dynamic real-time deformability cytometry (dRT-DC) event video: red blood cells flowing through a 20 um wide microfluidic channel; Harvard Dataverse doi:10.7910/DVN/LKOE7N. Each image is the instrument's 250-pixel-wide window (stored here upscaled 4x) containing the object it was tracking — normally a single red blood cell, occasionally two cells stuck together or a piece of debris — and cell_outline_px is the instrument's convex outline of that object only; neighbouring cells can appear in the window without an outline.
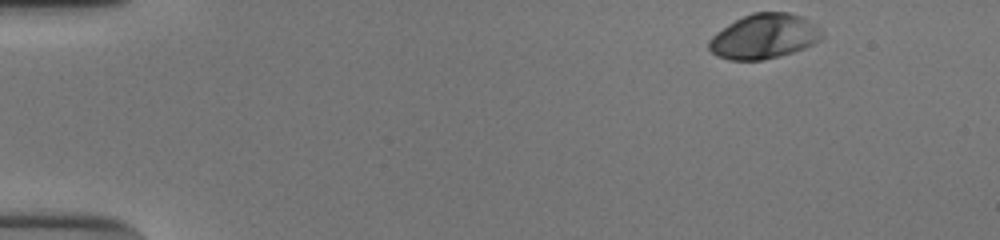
{"species": "human", "species_latin": "Homo sapiens", "temperature_condition": "cold", "stored_images_in_passage": 42, "camera_frame_rate_fps": 3000, "um_per_image_px": 0.085, "donor": {"sex": "male"}, "frame": {"image": 1, "passage_image": 1, "time_ms": 0.0, "image_size_px": [1000, 240], "cell_outline_px": [[824, 36], [820, 40], [804, 48], [780, 56], [760, 60], [728, 60], [716, 56], [708, 48], [708, 40], [716, 32], [728, 24], [752, 12], [788, 12], [804, 16], [816, 24], [820, 28]], "centroid_in_image_um": [64.96, 3.08], "position_along_channel_um": 20.0, "area_um2": 29.71}}
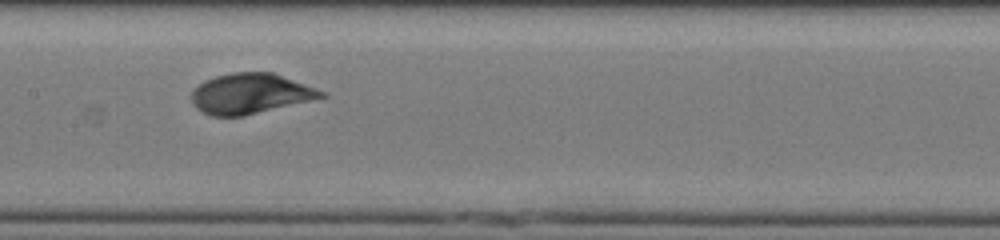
{"frame": {"image": 2, "passage_image": 23, "time_ms": 7.333, "image_size_px": [1000, 240], "cell_outline_px": [[328, 96], [312, 100], [244, 116], [212, 116], [196, 108], [192, 104], [192, 92], [204, 80], [216, 76], [232, 72], [272, 72], [328, 92]], "centroid_in_image_um": [21.31, 7.96], "position_along_channel_um": 186.1, "area_um2": 30.46}}
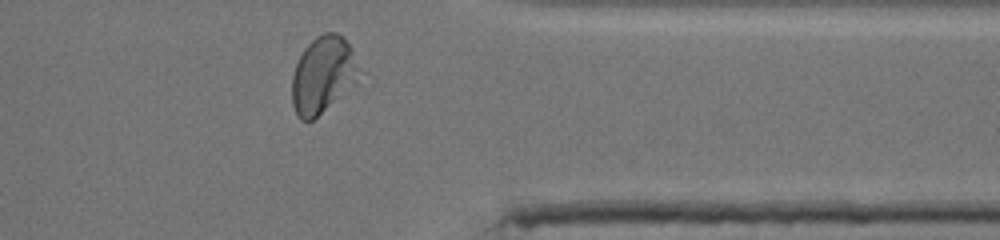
{"frame": {"image": 3, "passage_image": 39, "time_ms": 12.667, "image_size_px": [1000, 240], "cell_outline_px": [[364, 72], [356, 84], [312, 120], [300, 120], [296, 116], [292, 104], [292, 76], [296, 64], [304, 48], [316, 36], [324, 32], [336, 32], [352, 48]], "centroid_in_image_um": [27.49, 6.36], "position_along_channel_um": 383.9, "area_um2": 30.46}, "authors_computed_cell_mechanics": {"area_um2": 29.9404, "velocity_mm_per_s": 3.8326, "shape_relaxation_time_tau1_ms": 3.0176, "shape_relaxation_time_tau2_ms": null, "deformation_change_tau1": 0.1445, "deformation_change_tau2": null}}